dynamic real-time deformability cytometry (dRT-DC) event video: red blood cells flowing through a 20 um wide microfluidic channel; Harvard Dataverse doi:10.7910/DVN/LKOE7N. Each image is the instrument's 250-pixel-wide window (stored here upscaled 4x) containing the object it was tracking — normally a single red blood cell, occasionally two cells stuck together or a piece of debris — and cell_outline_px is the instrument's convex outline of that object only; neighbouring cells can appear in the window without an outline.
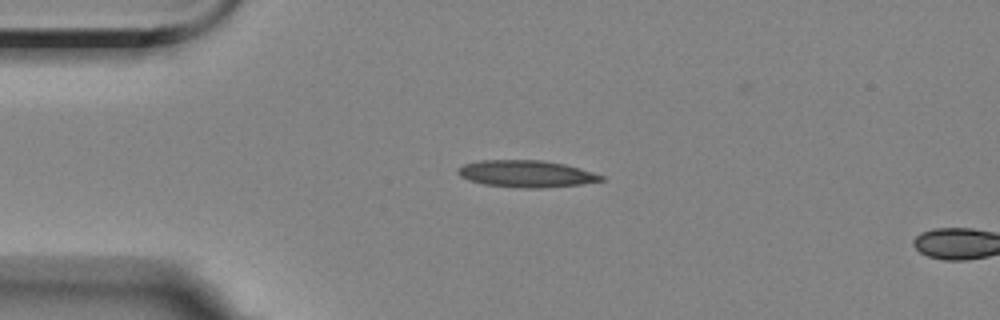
{"species": "Egyptian fruit bat (a non-hibernating species)", "species_latin": "Rousettus aegyptiacus", "temperature_condition": "room temperature", "stored_images_in_passage": 4, "camera_frame_rate_fps": 3000, "um_per_image_px": 0.085, "animal": {"sex": "female"}, "frame": {"image": 1, "passage_image": 3, "time_ms": 2.0, "image_size_px": [1000, 320], "cell_outline_px": [[604, 180], [584, 184], [540, 188], [524, 188], [484, 184], [468, 180], [460, 176], [456, 172], [464, 164], [480, 160], [540, 160], [564, 164], [592, 172], [604, 176]], "centroid_in_image_um": [44.73, 14.77], "position_along_channel_um": 40.3, "area_um2": 22.31}}